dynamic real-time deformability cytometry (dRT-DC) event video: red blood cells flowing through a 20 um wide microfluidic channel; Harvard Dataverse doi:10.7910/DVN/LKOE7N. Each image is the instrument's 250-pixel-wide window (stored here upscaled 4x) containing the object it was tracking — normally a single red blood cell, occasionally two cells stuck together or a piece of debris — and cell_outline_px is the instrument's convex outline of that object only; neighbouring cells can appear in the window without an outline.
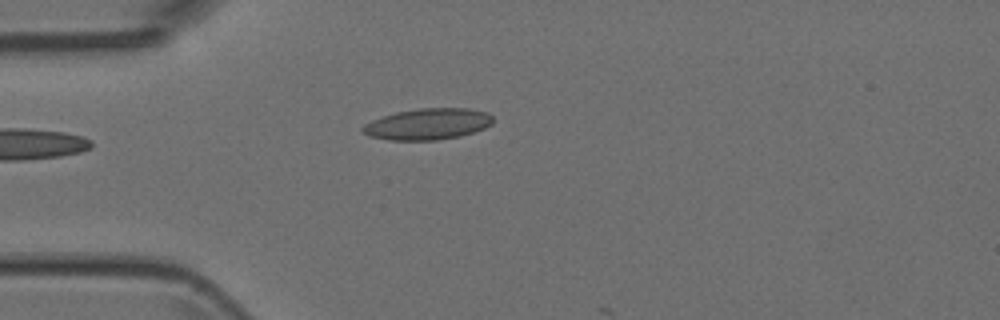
{"species": "Egyptian fruit bat (a non-hibernating species)", "species_latin": "Rousettus aegyptiacus", "temperature_condition": "room temperature", "stored_images_in_passage": 3, "camera_frame_rate_fps": 3000, "um_per_image_px": 0.085, "animal": {"sex": "female"}, "frame": {"image": 1, "passage_image": 3, "time_ms": 2.333, "image_size_px": [1000, 320], "cell_outline_px": [[492, 124], [484, 128], [460, 136], [436, 140], [388, 140], [368, 136], [360, 128], [364, 124], [372, 120], [396, 112], [420, 108], [468, 108], [488, 112], [492, 116]], "centroid_in_image_um": [36.35, 10.54], "position_along_channel_um": 48.6, "area_um2": 23.7}}